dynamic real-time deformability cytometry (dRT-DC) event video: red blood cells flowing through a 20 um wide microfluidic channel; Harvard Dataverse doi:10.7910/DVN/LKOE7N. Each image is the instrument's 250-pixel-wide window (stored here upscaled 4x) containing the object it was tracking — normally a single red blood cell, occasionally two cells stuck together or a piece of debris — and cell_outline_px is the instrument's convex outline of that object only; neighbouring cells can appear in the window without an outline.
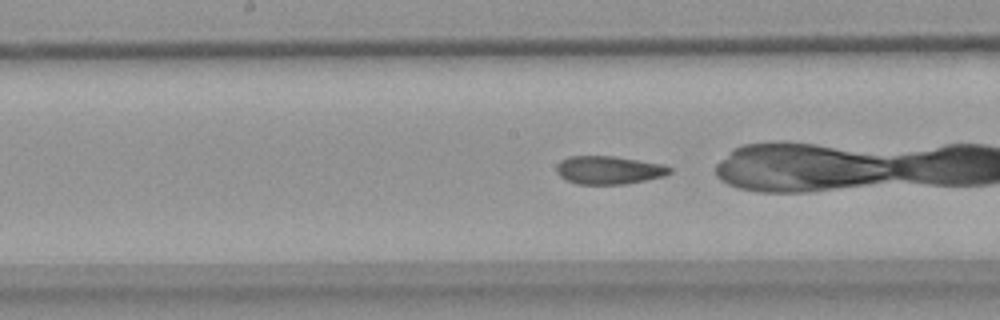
{"species": "common noctule bat (a hibernating species)", "species_latin": "Nyctalus noctula", "temperature_condition": "warm", "stored_images_in_passage": 45, "camera_frame_rate_fps": 3000, "um_per_image_px": 0.085, "animal": {"sex": "female", "body_mass_g": 18.4}, "frame": {"image": 1, "passage_image": 23, "time_ms": 7.333, "image_size_px": [1000, 320], "cell_outline_px": [[672, 172], [664, 176], [624, 184], [576, 184], [564, 180], [556, 172], [556, 164], [560, 160], [568, 156], [612, 156], [664, 164], [672, 168]], "centroid_in_image_um": [51.71, 14.45], "position_along_channel_um": 196.5, "area_um2": 18.73}}
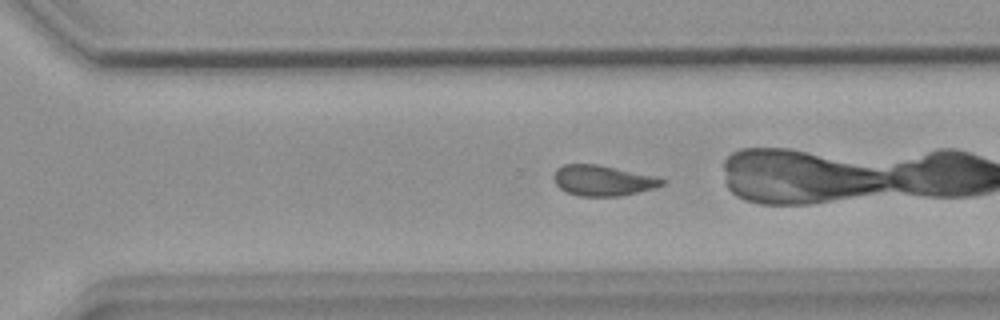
{"frame": {"image": 2, "passage_image": 33, "time_ms": 10.667, "image_size_px": [1000, 320], "cell_outline_px": [[668, 180], [664, 184], [652, 188], [620, 196], [576, 196], [560, 188], [556, 184], [552, 176], [556, 168], [564, 164], [596, 164], [656, 176]], "centroid_in_image_um": [51.21, 15.34], "position_along_channel_um": 319.4, "area_um2": 19.25}, "authors_computed_cell_mechanics": {"area_um2": 19.3052, "velocity_mm_per_s": 3.7092, "shape_relaxation_time_tau1_ms": null, "shape_relaxation_time_tau2_ms": 2.7638, "deformation_change_tau1": null, "deformation_change_tau2": 0.0692}}